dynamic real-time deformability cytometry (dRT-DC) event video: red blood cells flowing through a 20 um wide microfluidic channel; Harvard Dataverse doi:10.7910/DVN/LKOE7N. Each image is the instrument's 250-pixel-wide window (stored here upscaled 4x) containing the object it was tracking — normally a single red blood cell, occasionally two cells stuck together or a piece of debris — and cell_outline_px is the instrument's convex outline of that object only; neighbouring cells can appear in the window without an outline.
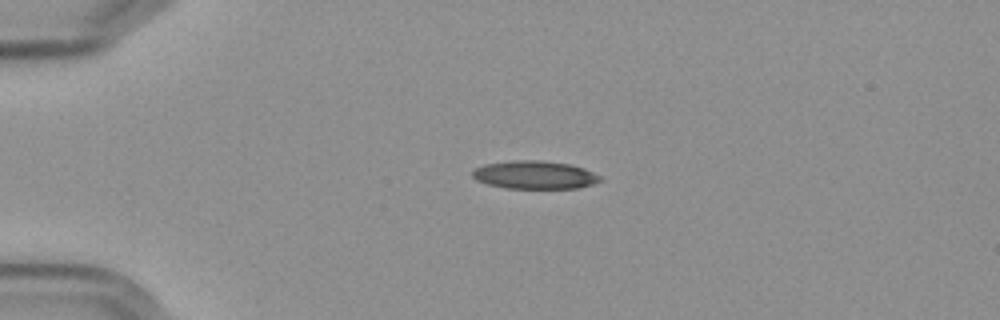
{"species": "Egyptian fruit bat (a non-hibernating species)", "species_latin": "Rousettus aegyptiacus", "temperature_condition": "cold", "stored_images_in_passage": 44, "camera_frame_rate_fps": 3000, "um_per_image_px": 0.085, "frame": {"image": 1, "passage_image": 1, "time_ms": 0.0, "image_size_px": [1000, 320], "cell_outline_px": [[604, 180], [592, 184], [576, 188], [504, 188], [488, 184], [476, 180], [472, 176], [472, 168], [484, 164], [508, 160], [540, 160], [568, 164], [584, 168], [600, 176]], "centroid_in_image_um": [45.4, 14.86], "position_along_channel_um": 39.6, "area_um2": 21.04}}
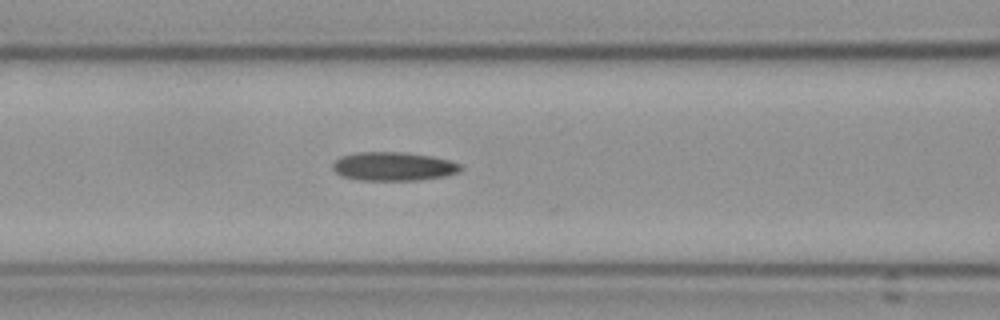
{"frame": {"image": 2, "passage_image": 12, "time_ms": 3.667, "image_size_px": [1000, 320], "cell_outline_px": [[464, 168], [456, 172], [444, 176], [416, 180], [360, 180], [340, 176], [332, 168], [332, 164], [340, 156], [356, 152], [404, 152], [432, 156], [448, 160], [460, 164]], "centroid_in_image_um": [33.4, 14.14], "position_along_channel_um": 133.2, "area_um2": 21.39}}
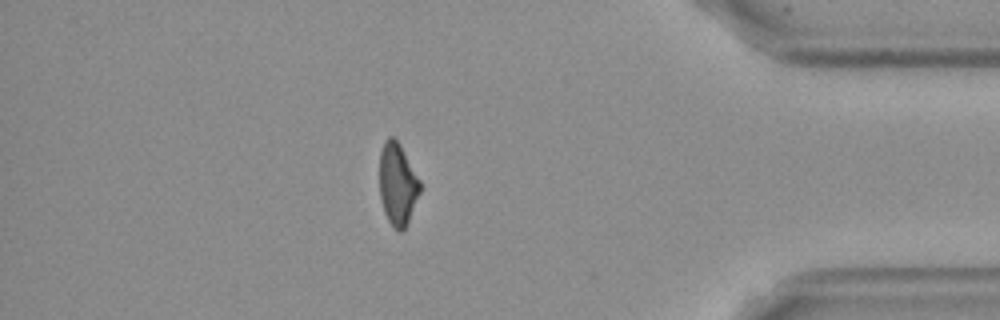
{"frame": {"image": 3, "passage_image": 37, "time_ms": 12.0, "image_size_px": [1000, 320], "cell_outline_px": [[420, 192], [408, 224], [400, 232], [388, 220], [384, 212], [380, 196], [380, 152], [384, 140], [388, 136], [392, 136], [400, 144], [420, 180]], "centroid_in_image_um": [33.79, 15.64], "position_along_channel_um": 401.4, "area_um2": 19.31}, "authors_computed_cell_mechanics": {"area_um2": 20.8369, "velocity_mm_per_s": 3.5992, "shape_relaxation_time_tau1_ms": null, "shape_relaxation_time_tau2_ms": 5.0446, "deformation_change_tau1": null, "deformation_change_tau2": 0.1474}}